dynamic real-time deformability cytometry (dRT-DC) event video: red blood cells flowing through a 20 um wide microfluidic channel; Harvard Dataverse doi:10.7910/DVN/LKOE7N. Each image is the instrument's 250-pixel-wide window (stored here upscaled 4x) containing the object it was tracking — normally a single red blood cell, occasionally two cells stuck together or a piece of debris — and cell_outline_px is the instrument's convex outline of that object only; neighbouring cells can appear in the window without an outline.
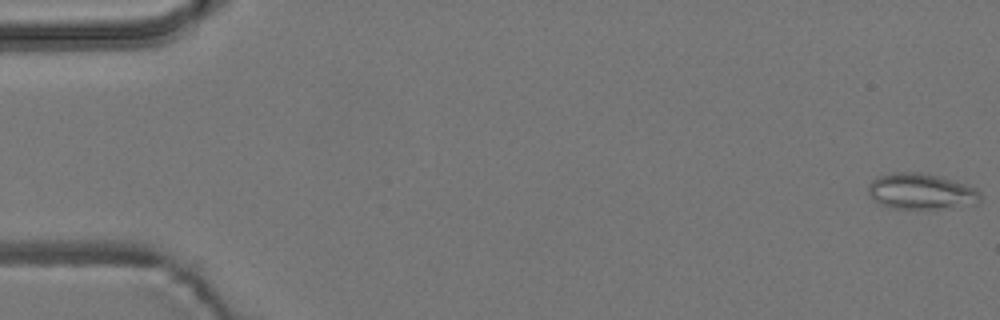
{"species": "common noctule bat (a hibernating species)", "species_latin": "Nyctalus noctula", "temperature_condition": "room temperature", "stored_images_in_passage": 5, "camera_frame_rate_fps": 3000, "um_per_image_px": 0.085, "animal": {"sex": "male", "body_mass_g": 19.2, "forearm_length_mm": 51.8}, "frame": {"image": 1, "passage_image": 1, "time_ms": 0.0, "image_size_px": [1000, 320], "cell_outline_px": [[980, 200], [976, 204], [940, 208], [892, 208], [880, 204], [872, 200], [868, 192], [868, 184], [872, 180], [880, 176], [892, 172], [920, 172], [944, 176], [976, 188], [980, 192]], "centroid_in_image_um": [78.28, 16.25], "position_along_channel_um": 6.7, "area_um2": 23.58}}